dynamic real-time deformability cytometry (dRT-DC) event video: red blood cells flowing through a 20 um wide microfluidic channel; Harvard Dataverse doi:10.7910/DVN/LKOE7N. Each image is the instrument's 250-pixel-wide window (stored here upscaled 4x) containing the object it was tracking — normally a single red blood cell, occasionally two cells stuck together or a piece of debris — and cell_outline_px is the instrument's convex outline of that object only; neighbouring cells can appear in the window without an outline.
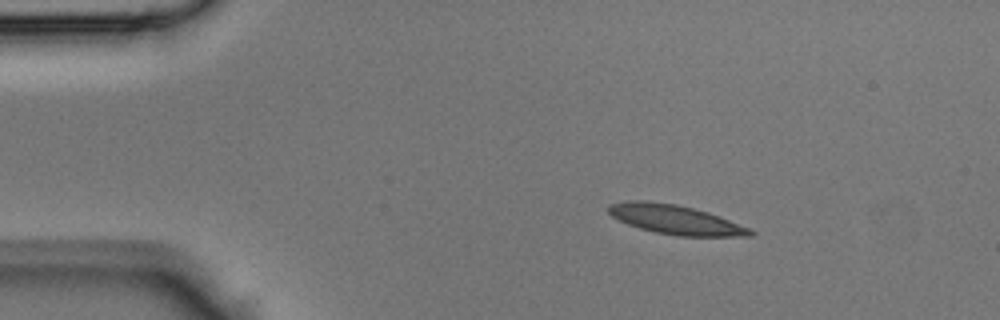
{"species": "Egyptian fruit bat (a non-hibernating species)", "species_latin": "Rousettus aegyptiacus", "temperature_condition": "room temperature", "stored_images_in_passage": 37, "camera_frame_rate_fps": 3000, "um_per_image_px": 0.085, "animal": {"sex": "male"}, "frame": {"image": 1, "passage_image": 1, "time_ms": 0.0, "image_size_px": [1000, 320], "cell_outline_px": [[756, 232], [752, 236], [680, 236], [656, 232], [640, 228], [628, 224], [612, 216], [608, 212], [608, 204], [628, 200], [644, 200], [676, 204], [708, 212], [752, 228]], "centroid_in_image_um": [57.43, 18.66], "position_along_channel_um": 27.6, "area_um2": 24.22}}
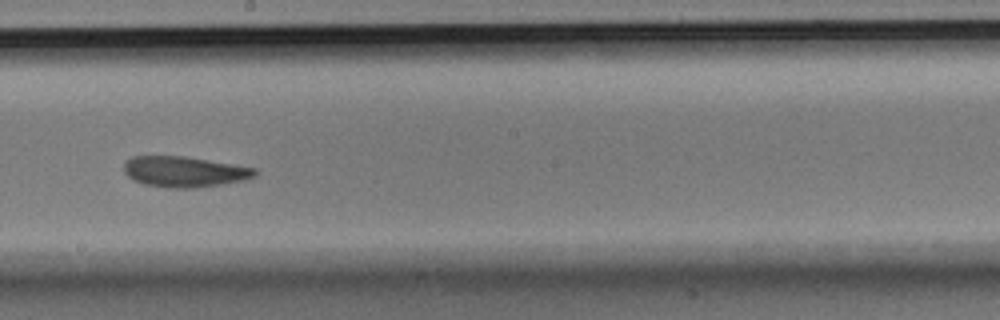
{"frame": {"image": 2, "passage_image": 18, "time_ms": 5.667, "image_size_px": [1000, 320], "cell_outline_px": [[260, 172], [256, 176], [244, 180], [220, 184], [192, 188], [168, 188], [144, 184], [132, 180], [124, 172], [124, 160], [132, 156], [188, 156], [256, 168]], "centroid_in_image_um": [15.67, 14.58], "position_along_channel_um": 232.5, "area_um2": 23.7}}
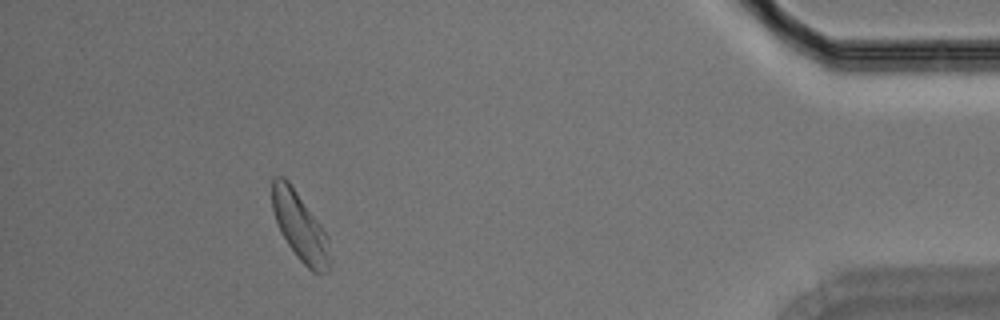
{"frame": {"image": 3, "passage_image": 33, "time_ms": 10.667, "image_size_px": [1000, 320], "cell_outline_px": [[332, 268], [328, 272], [312, 272], [296, 256], [288, 244], [276, 220], [272, 208], [272, 180], [276, 176], [284, 176], [288, 180], [320, 224], [328, 236]], "centroid_in_image_um": [25.53, 19.29], "position_along_channel_um": 409.7, "area_um2": 22.77}}